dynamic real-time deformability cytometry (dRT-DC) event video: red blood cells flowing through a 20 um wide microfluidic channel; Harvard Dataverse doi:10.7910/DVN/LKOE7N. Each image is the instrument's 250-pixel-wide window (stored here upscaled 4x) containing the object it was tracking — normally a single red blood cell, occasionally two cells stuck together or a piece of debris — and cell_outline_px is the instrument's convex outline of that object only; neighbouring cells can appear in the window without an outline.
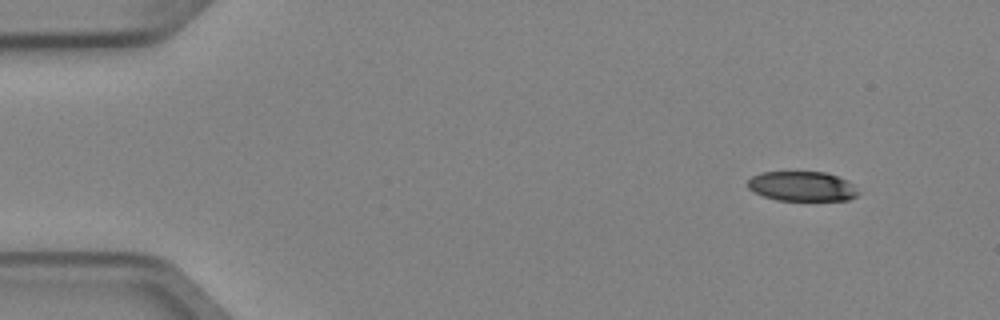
{"species": "Egyptian fruit bat (a non-hibernating species)", "species_latin": "Rousettus aegyptiacus", "temperature_condition": "cold", "stored_images_in_passage": 3, "camera_frame_rate_fps": 3000, "um_per_image_px": 0.085, "animal": {"sex": "female"}, "frame": {"image": 1, "passage_image": 1, "time_ms": 0.0, "image_size_px": [1000, 320], "cell_outline_px": [[860, 192], [856, 196], [848, 200], [776, 200], [752, 192], [748, 188], [748, 180], [752, 176], [764, 172], [824, 172], [848, 180]], "centroid_in_image_um": [68.17, 15.84], "position_along_channel_um": 16.8, "area_um2": 19.13}}